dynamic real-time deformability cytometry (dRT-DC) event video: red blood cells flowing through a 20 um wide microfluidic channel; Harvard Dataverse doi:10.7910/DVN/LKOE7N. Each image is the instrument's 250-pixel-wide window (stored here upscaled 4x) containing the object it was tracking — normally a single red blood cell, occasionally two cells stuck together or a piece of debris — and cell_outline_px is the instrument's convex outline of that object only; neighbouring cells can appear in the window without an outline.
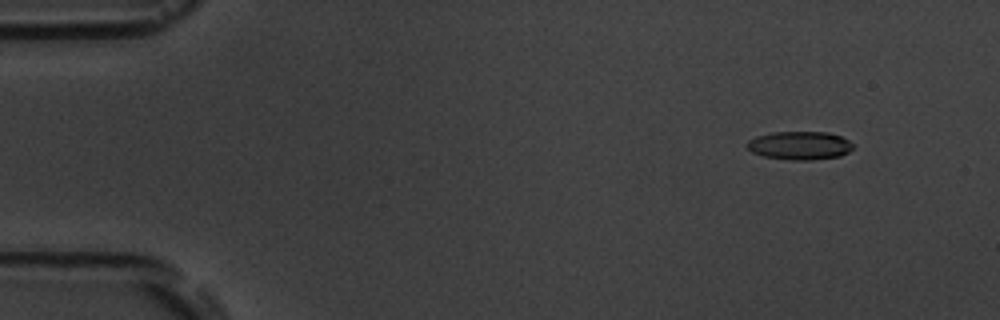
{"species": "common noctule bat (a hibernating species)", "species_latin": "Nyctalus noctula", "temperature_condition": "room temperature", "stored_images_in_passage": 15, "camera_frame_rate_fps": 3000, "um_per_image_px": 0.085, "animal": {"sex": "male", "body_mass_g": 19.5, "forearm_length_mm": 54.6}, "frame": {"image": 1, "passage_image": 2, "time_ms": 1.333, "image_size_px": [1000, 320], "cell_outline_px": [[852, 148], [848, 152], [840, 156], [812, 160], [792, 160], [764, 156], [752, 152], [744, 144], [748, 140], [756, 136], [772, 132], [828, 132], [840, 136], [848, 140], [852, 144]], "centroid_in_image_um": [67.94, 12.36], "position_along_channel_um": 17.1, "area_um2": 17.51}}
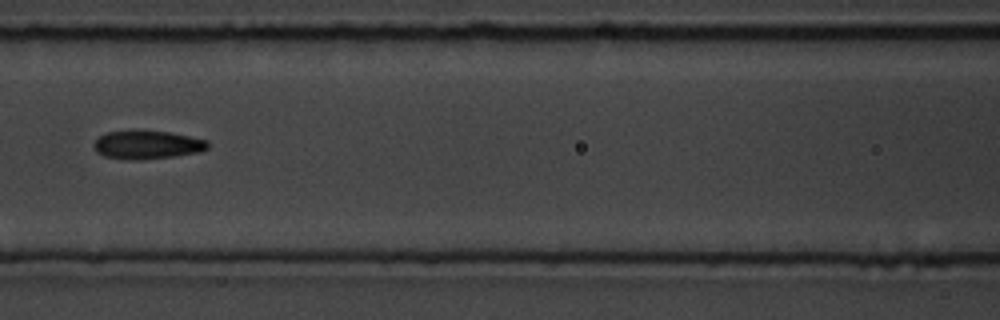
{"frame": {"image": 2, "passage_image": 7, "time_ms": 8.0, "image_size_px": [1000, 320], "cell_outline_px": [[208, 148], [200, 152], [172, 156], [140, 160], [132, 160], [104, 156], [96, 152], [92, 144], [100, 136], [108, 132], [168, 132], [208, 140]], "centroid_in_image_um": [12.51, 12.33], "position_along_channel_um": 154.1, "area_um2": 18.38}}
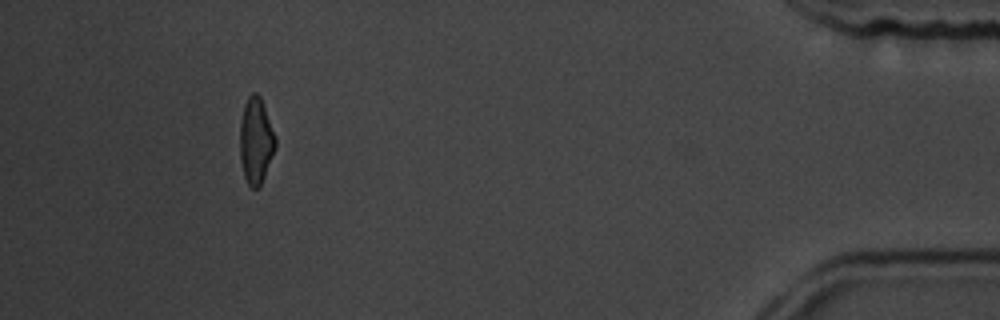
{"frame": {"image": 3, "passage_image": 14, "time_ms": 17.0, "image_size_px": [1000, 320], "cell_outline_px": [[276, 148], [264, 176], [260, 184], [256, 188], [252, 188], [248, 184], [244, 176], [240, 160], [240, 124], [244, 104], [248, 96], [252, 92], [256, 92], [260, 96], [276, 136]], "centroid_in_image_um": [21.75, 11.94], "position_along_channel_um": 413.5, "area_um2": 17.8}, "authors_computed_cell_mechanics": {"area_um2": 18.0336, "velocity_mm_per_s": 3.602, "shape_relaxation_time_tau1_ms": 2.8031, "shape_relaxation_time_tau2_ms": 2.7164, "deformation_change_tau1": 0.1292, "deformation_change_tau2": 0.0896}}